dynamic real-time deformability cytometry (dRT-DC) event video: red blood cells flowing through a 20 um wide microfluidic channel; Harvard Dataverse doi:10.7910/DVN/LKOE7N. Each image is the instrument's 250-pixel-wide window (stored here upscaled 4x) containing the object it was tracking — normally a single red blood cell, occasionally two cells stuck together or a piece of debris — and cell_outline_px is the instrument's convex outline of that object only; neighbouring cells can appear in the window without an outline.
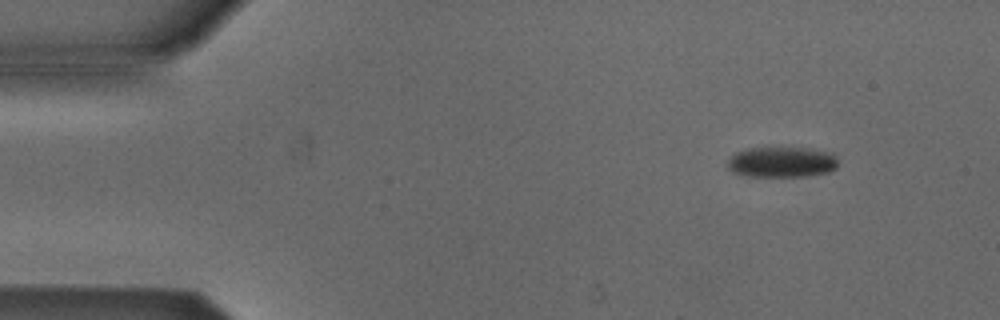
{"species": "Egyptian fruit bat (a non-hibernating species)", "species_latin": "Rousettus aegyptiacus", "temperature_condition": "cold", "stored_images_in_passage": 7, "camera_frame_rate_fps": 3000, "um_per_image_px": 0.085, "animal": {"sex": "male"}, "frame": {"image": 1, "passage_image": 1, "time_ms": 0.0, "image_size_px": [1000, 320], "cell_outline_px": [[836, 168], [828, 172], [804, 176], [744, 176], [732, 172], [724, 164], [736, 152], [748, 148], [808, 148], [832, 152], [836, 156]], "centroid_in_image_um": [66.41, 13.77], "position_along_channel_um": 18.6, "area_um2": 19.77}}
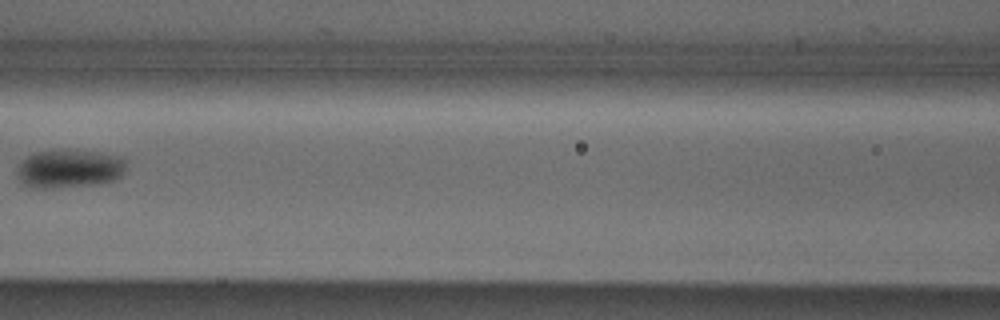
{"frame": {"image": 2, "passage_image": 6, "time_ms": 6.0, "image_size_px": [1000, 320], "cell_outline_px": [[128, 160], [124, 172], [116, 180], [100, 184], [48, 188], [32, 188], [24, 184], [16, 176], [16, 172], [20, 160], [36, 152], [64, 148], [100, 152], [124, 156]], "centroid_in_image_um": [5.92, 14.31], "position_along_channel_um": 160.7, "area_um2": 25.32}}
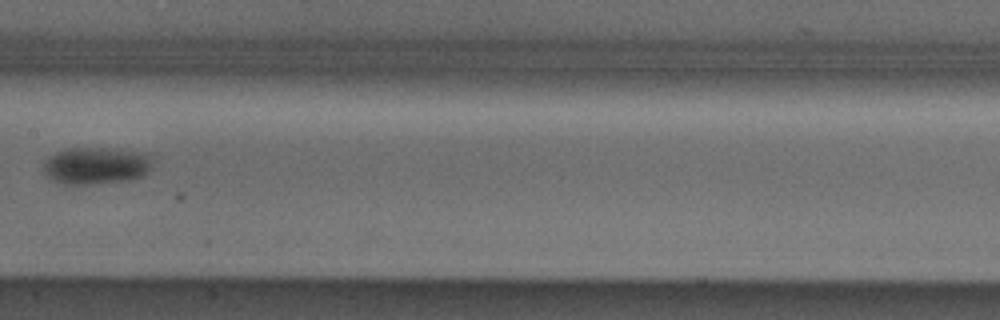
{"frame": {"image": 3, "passage_image": 7, "time_ms": 7.0, "image_size_px": [1000, 320], "cell_outline_px": [[148, 168], [144, 176], [128, 180], [88, 184], [64, 184], [48, 180], [44, 172], [44, 160], [48, 156], [64, 148], [120, 148], [136, 152], [148, 156]], "centroid_in_image_um": [8.04, 14.08], "position_along_channel_um": 199.4, "area_um2": 23.47}}